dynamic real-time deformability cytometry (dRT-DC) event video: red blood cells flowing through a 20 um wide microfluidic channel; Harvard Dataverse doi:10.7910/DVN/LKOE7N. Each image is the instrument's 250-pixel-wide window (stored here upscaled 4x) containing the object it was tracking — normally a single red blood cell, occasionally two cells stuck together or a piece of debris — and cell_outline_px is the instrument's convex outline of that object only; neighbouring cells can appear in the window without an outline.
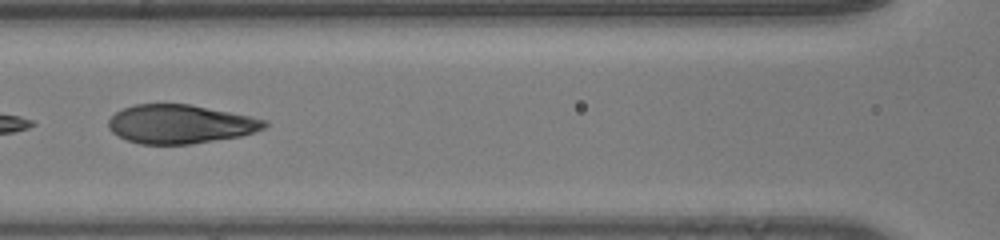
{"species": "human", "species_latin": "Homo sapiens", "temperature_condition": "room temperature", "stored_images_in_passage": 48, "segment_of_instrument_passage": [2, 2], "camera_frame_rate_fps": 3000, "um_per_image_px": 0.085, "donor": {"sex": "male"}, "frame": {"image": 1, "passage_image": 33, "time_ms": 10.667, "image_size_px": [1000, 240], "cell_outline_px": [[268, 124], [264, 128], [240, 136], [192, 144], [140, 144], [128, 140], [112, 132], [108, 128], [108, 120], [116, 112], [124, 108], [136, 104], [192, 104], [268, 120]], "centroid_in_image_um": [15.32, 10.54], "position_along_channel_um": 151.3, "area_um2": 35.14}}